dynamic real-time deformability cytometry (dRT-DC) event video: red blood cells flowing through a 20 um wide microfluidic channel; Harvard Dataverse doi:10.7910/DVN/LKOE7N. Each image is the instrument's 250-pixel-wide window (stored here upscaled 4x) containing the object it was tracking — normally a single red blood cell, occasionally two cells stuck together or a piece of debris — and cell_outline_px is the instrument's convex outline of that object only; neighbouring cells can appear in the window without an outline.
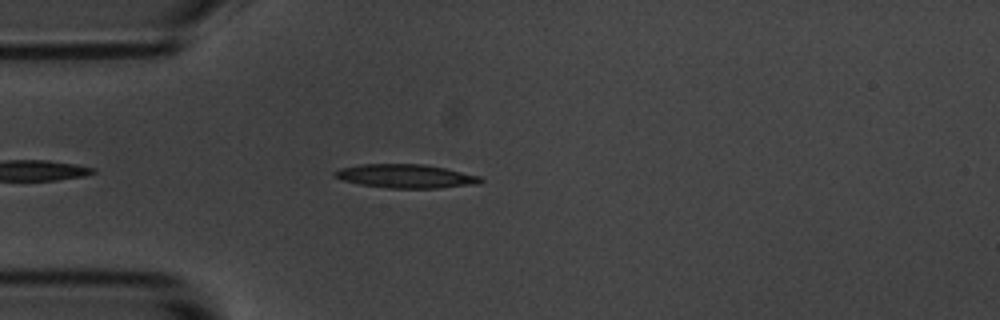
{"species": "common noctule bat (a hibernating species)", "species_latin": "Nyctalus noctula", "temperature_condition": "room temperature", "stored_images_in_passage": 30, "camera_frame_rate_fps": 3000, "um_per_image_px": 0.085, "animal": {"sex": "male", "body_mass_g": 20.1, "forearm_length_mm": 53.5}, "frame": {"image": 1, "passage_image": 5, "time_ms": 1.333, "image_size_px": [1000, 320], "cell_outline_px": [[484, 180], [480, 184], [440, 188], [388, 188], [360, 184], [344, 180], [332, 176], [332, 172], [340, 168], [360, 164], [424, 164], [444, 168], [480, 176]], "centroid_in_image_um": [34.49, 14.97], "position_along_channel_um": 50.5, "area_um2": 20.23}}
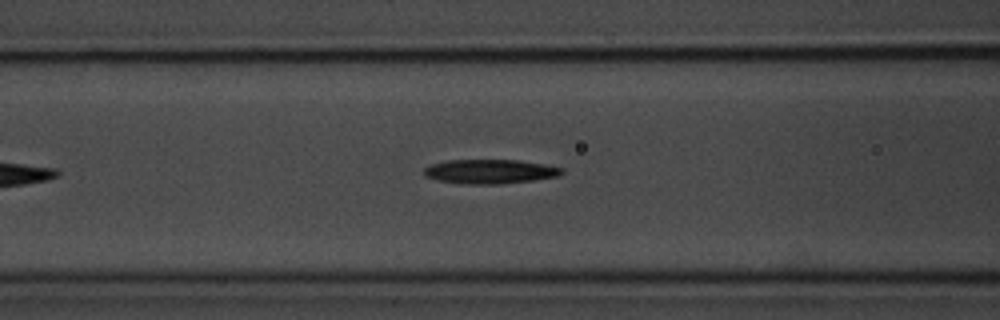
{"frame": {"image": 2, "passage_image": 12, "time_ms": 3.667, "image_size_px": [1000, 320], "cell_outline_px": [[564, 172], [560, 176], [532, 180], [500, 184], [460, 184], [440, 180], [424, 176], [424, 168], [428, 164], [448, 160], [516, 160], [544, 164], [564, 168]], "centroid_in_image_um": [41.64, 14.58], "position_along_channel_um": 125.0, "area_um2": 19.59}}
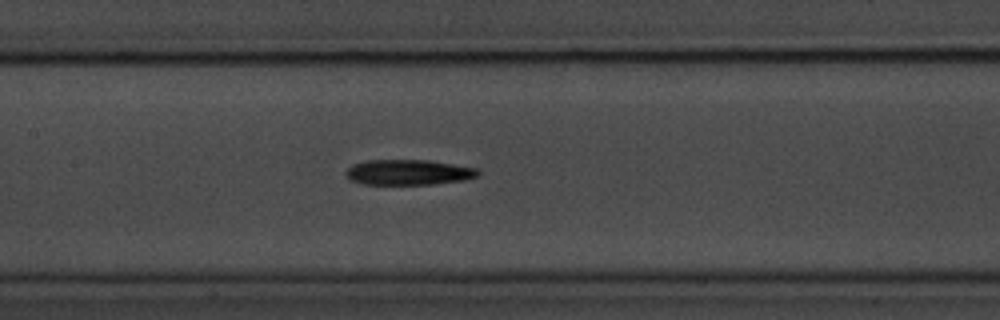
{"frame": {"image": 3, "passage_image": 16, "time_ms": 5.0, "image_size_px": [1000, 320], "cell_outline_px": [[480, 172], [476, 176], [464, 180], [432, 184], [364, 184], [348, 180], [344, 172], [352, 164], [368, 160], [428, 160], [480, 168]], "centroid_in_image_um": [34.7, 14.64], "position_along_channel_um": 172.7, "area_um2": 19.65}}